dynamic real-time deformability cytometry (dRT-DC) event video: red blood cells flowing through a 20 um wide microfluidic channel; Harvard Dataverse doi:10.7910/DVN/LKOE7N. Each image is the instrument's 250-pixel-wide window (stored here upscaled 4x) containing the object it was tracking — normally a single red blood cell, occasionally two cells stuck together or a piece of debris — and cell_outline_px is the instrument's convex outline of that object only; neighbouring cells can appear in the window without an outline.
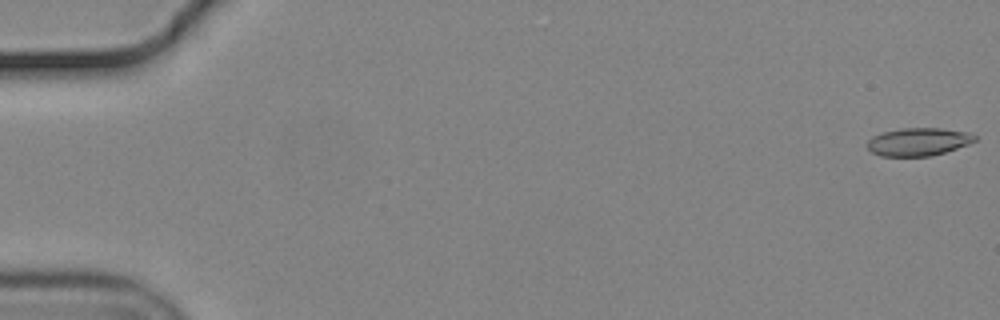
{"species": "common noctule bat (a hibernating species)", "species_latin": "Nyctalus noctula", "temperature_condition": "cold", "stored_images_in_passage": 56, "camera_frame_rate_fps": 3000, "um_per_image_px": 0.085, "animal": {"sex": "male", "body_mass_g": 19.2, "forearm_length_mm": 51.8}, "frame": {"image": 1, "passage_image": 1, "time_ms": 0.0, "image_size_px": [1000, 320], "cell_outline_px": [[976, 140], [968, 144], [932, 156], [880, 156], [872, 152], [868, 148], [868, 140], [872, 136], [884, 132], [900, 128], [940, 128], [968, 132], [976, 136]], "centroid_in_image_um": [78.05, 12.05], "position_along_channel_um": 7.0, "area_um2": 17.4}}
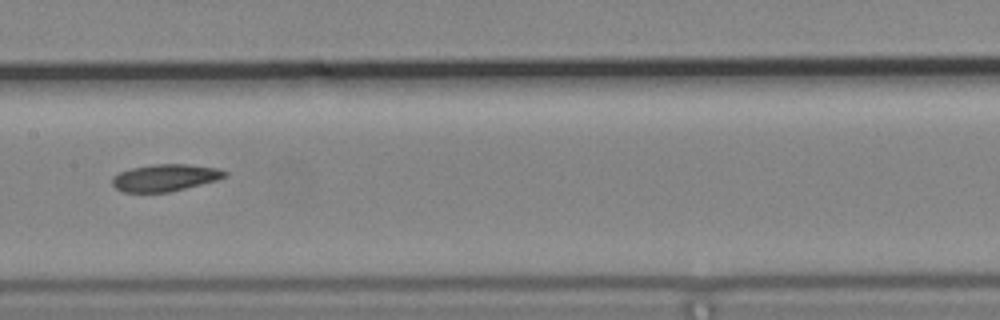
{"frame": {"image": 2, "passage_image": 29, "time_ms": 9.333, "image_size_px": [1000, 320], "cell_outline_px": [[228, 176], [216, 180], [168, 192], [124, 192], [116, 188], [112, 184], [112, 176], [120, 172], [132, 168], [156, 164], [188, 164], [216, 168], [228, 172]], "centroid_in_image_um": [14.03, 15.1], "position_along_channel_um": 193.4, "area_um2": 17.51}}
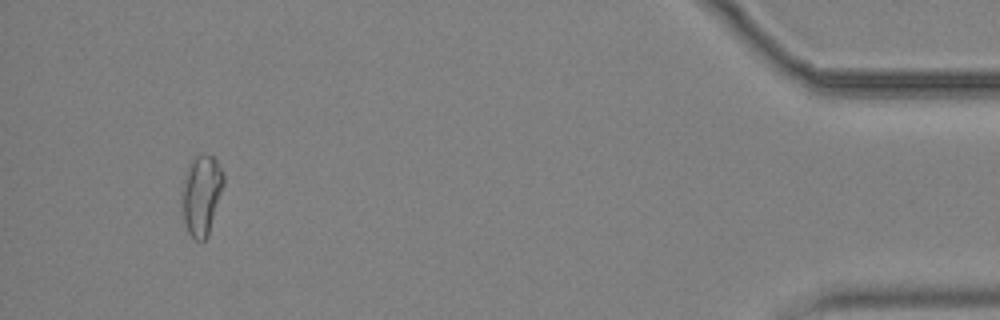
{"frame": {"image": 3, "passage_image": 53, "time_ms": 17.333, "image_size_px": [1000, 320], "cell_outline_px": [[224, 184], [208, 236], [204, 240], [196, 240], [188, 232], [184, 220], [180, 200], [184, 172], [188, 164], [196, 156], [212, 156], [216, 160], [224, 176]], "centroid_in_image_um": [17.09, 16.58], "position_along_channel_um": 418.1, "area_um2": 19.48}, "authors_computed_cell_mechanics": {"area_um2": 17.9758, "velocity_mm_per_s": 3.7012, "shape_relaxation_time_tau1_ms": null, "shape_relaxation_time_tau2_ms": 4.5528, "deformation_change_tau1": null, "deformation_change_tau2": 0.1458}}